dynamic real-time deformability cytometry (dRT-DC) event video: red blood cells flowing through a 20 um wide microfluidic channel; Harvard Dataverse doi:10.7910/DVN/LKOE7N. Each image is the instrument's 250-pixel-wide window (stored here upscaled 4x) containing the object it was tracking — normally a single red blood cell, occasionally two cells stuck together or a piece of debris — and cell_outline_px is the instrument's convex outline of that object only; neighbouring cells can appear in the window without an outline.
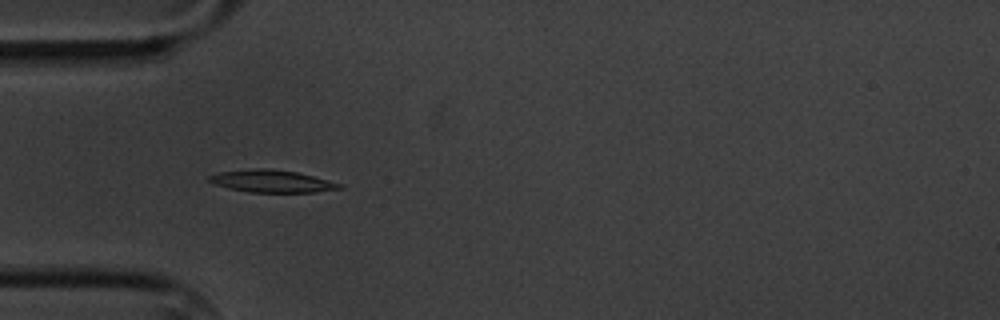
{"species": "common noctule bat (a hibernating species)", "species_latin": "Nyctalus noctula", "temperature_condition": "cold", "stored_images_in_passage": 7, "camera_frame_rate_fps": 3000, "um_per_image_px": 0.085, "animal": {"sex": "male", "body_mass_g": 20.1, "forearm_length_mm": 53.5}, "frame": {"image": 1, "passage_image": 5, "time_ms": 5.333, "image_size_px": [1000, 320], "cell_outline_px": [[344, 188], [316, 192], [248, 192], [216, 184], [208, 180], [208, 176], [216, 172], [260, 168], [268, 168], [296, 172], [344, 184]], "centroid_in_image_um": [23.14, 15.4], "position_along_channel_um": 61.9, "area_um2": 16.82}}
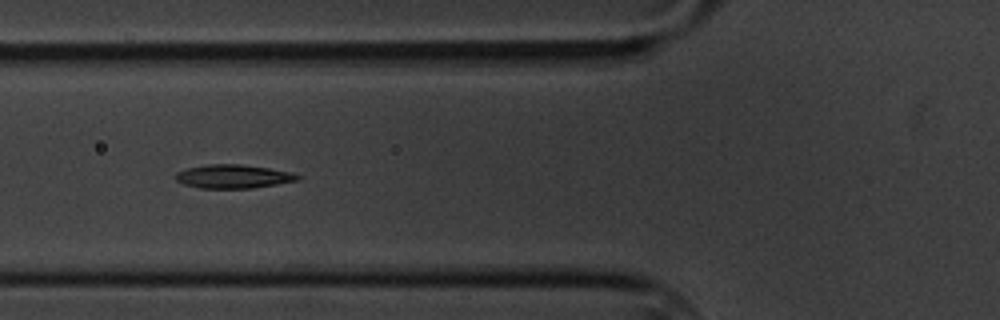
{"frame": {"image": 2, "passage_image": 6, "time_ms": 6.667, "image_size_px": [1000, 320], "cell_outline_px": [[300, 180], [252, 188], [200, 188], [184, 184], [176, 180], [172, 176], [176, 172], [188, 168], [208, 164], [240, 164], [268, 168], [292, 172], [300, 176]], "centroid_in_image_um": [19.8, 14.99], "position_along_channel_um": 106.0, "area_um2": 16.82}}
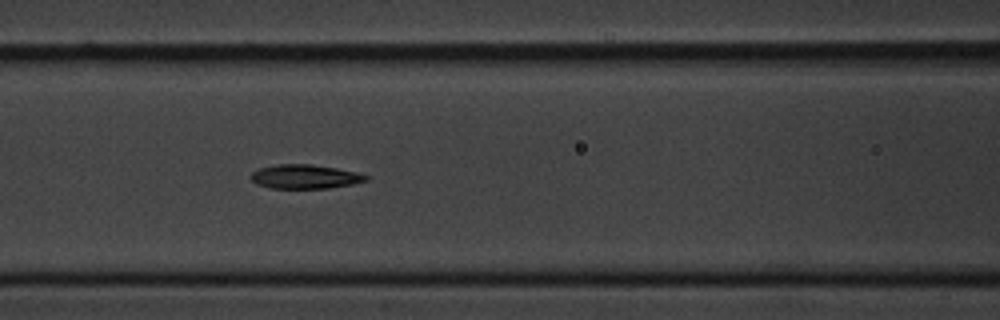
{"frame": {"image": 3, "passage_image": 7, "time_ms": 7.667, "image_size_px": [1000, 320], "cell_outline_px": [[368, 180], [352, 184], [328, 188], [268, 188], [256, 184], [248, 176], [252, 172], [260, 168], [280, 164], [312, 164], [336, 168], [356, 172], [368, 176]], "centroid_in_image_um": [25.89, 15.01], "position_along_channel_um": 140.7, "area_um2": 16.13}}